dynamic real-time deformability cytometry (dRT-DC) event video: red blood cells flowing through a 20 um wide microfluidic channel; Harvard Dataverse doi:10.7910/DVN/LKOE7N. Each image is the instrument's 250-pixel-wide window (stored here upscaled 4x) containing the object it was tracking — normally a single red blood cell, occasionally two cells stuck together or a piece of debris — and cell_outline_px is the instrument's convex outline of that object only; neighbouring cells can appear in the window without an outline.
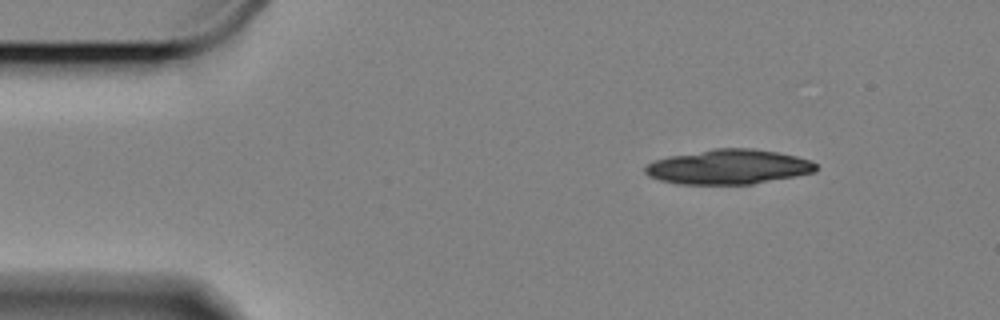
{"species": "Egyptian fruit bat (a non-hibernating species)", "species_latin": "Rousettus aegyptiacus", "temperature_condition": "cold", "stored_images_in_passage": 5, "camera_frame_rate_fps": 3000, "um_per_image_px": 0.085, "animal": {"sex": "female"}, "frame": {"image": 1, "passage_image": 1, "time_ms": 0.0, "image_size_px": [1000, 320], "cell_outline_px": [[816, 172], [752, 184], [680, 184], [660, 180], [644, 172], [644, 168], [652, 160], [668, 156], [716, 148], [752, 148], [776, 152], [796, 156], [808, 160], [816, 164]], "centroid_in_image_um": [61.91, 14.18], "position_along_channel_um": 23.1, "area_um2": 34.39}}